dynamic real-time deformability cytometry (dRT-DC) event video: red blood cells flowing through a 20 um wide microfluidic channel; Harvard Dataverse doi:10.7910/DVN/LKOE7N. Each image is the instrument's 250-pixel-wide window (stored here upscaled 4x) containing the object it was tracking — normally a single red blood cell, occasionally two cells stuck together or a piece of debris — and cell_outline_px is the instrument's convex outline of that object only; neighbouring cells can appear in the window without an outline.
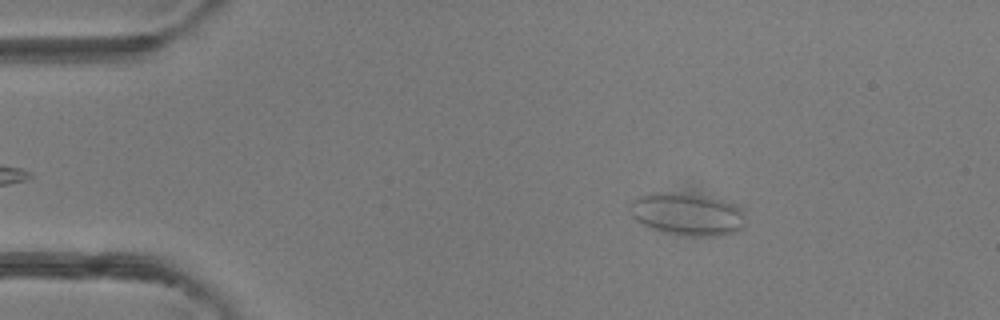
{"species": "common noctule bat (a hibernating species)", "species_latin": "Nyctalus noctula", "temperature_condition": "room temperature", "stored_images_in_passage": 16, "camera_frame_rate_fps": 3000, "um_per_image_px": 0.085, "animal": {"sex": "female"}, "frame": {"image": 1, "passage_image": 1, "time_ms": 0.0, "image_size_px": [1000, 320], "cell_outline_px": [[744, 224], [736, 232], [712, 236], [704, 236], [672, 232], [648, 228], [640, 224], [632, 216], [628, 204], [636, 196], [652, 192], [660, 192], [692, 196], [720, 200], [744, 204]], "centroid_in_image_um": [58.41, 18.19], "position_along_channel_um": 26.6, "area_um2": 28.21}}
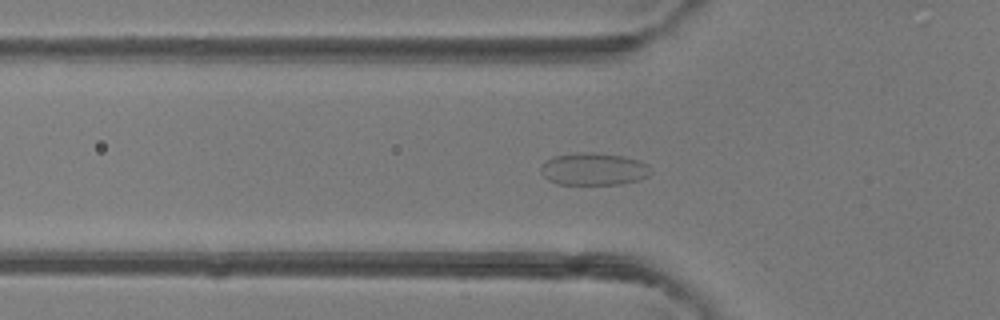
{"frame": {"image": 2, "passage_image": 9, "time_ms": 2.667, "image_size_px": [1000, 320], "cell_outline_px": [[652, 172], [648, 176], [640, 180], [620, 184], [556, 184], [548, 180], [540, 172], [540, 168], [544, 160], [556, 156], [580, 152], [592, 152], [624, 156], [640, 160], [648, 164]], "centroid_in_image_um": [50.47, 14.37], "position_along_channel_um": 75.3, "area_um2": 20.98}}
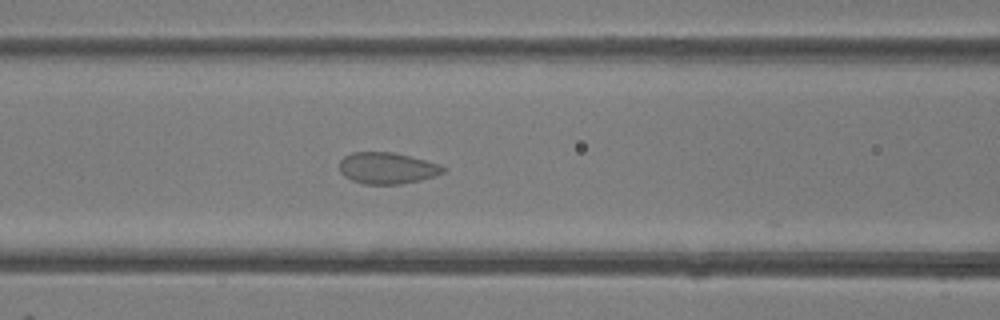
{"frame": {"image": 3, "passage_image": 13, "time_ms": 4.0, "image_size_px": [1000, 320], "cell_outline_px": [[448, 168], [444, 172], [420, 180], [400, 184], [364, 184], [352, 180], [344, 176], [340, 172], [340, 160], [344, 156], [352, 152], [392, 152], [440, 164]], "centroid_in_image_um": [32.89, 14.29], "position_along_channel_um": 133.7, "area_um2": 18.9}}